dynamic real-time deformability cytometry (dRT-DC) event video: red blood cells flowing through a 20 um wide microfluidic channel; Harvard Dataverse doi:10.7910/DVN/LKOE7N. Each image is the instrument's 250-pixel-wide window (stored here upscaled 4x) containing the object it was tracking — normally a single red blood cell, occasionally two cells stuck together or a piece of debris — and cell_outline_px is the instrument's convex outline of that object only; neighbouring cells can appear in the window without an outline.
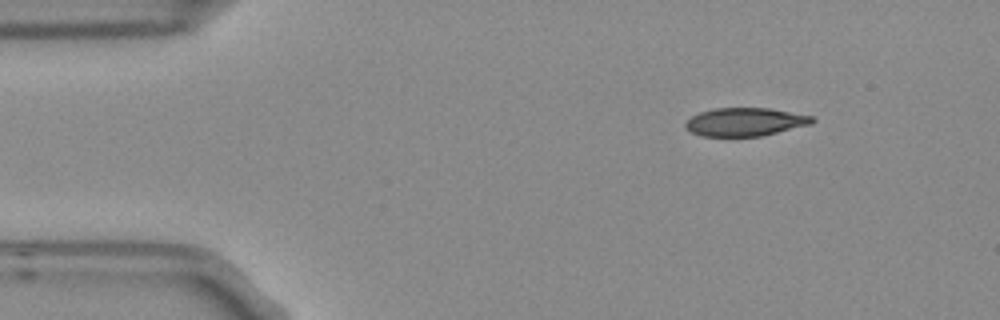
{"species": "Egyptian fruit bat (a non-hibernating species)", "species_latin": "Rousettus aegyptiacus", "temperature_condition": "room temperature", "stored_images_in_passage": 3, "camera_frame_rate_fps": 3000, "um_per_image_px": 0.085, "frame": {"image": 1, "passage_image": 1, "time_ms": 0.0, "image_size_px": [1000, 320], "cell_outline_px": [[816, 120], [812, 124], [760, 136], [704, 136], [692, 132], [684, 124], [692, 116], [700, 112], [716, 108], [768, 108], [812, 116]], "centroid_in_image_um": [63.36, 10.36], "position_along_channel_um": 21.6, "area_um2": 20.58}}